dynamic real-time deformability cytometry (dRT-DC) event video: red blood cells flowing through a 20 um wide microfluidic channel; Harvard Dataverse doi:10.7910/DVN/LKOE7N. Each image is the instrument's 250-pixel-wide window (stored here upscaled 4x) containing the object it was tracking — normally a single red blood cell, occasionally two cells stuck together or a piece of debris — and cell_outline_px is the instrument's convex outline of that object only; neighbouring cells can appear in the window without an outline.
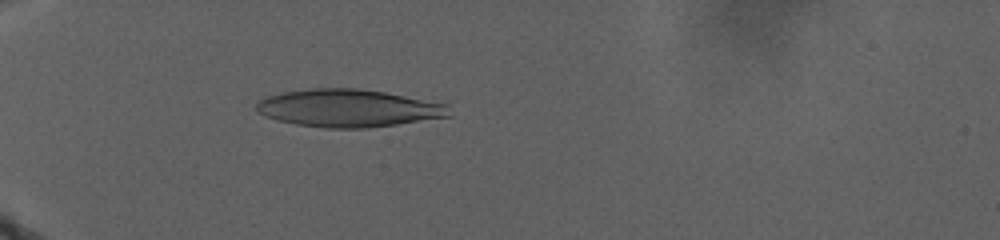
{"species": "human", "species_latin": "Homo sapiens", "temperature_condition": "warm", "stored_images_in_passage": 72, "camera_frame_rate_fps": 3000, "um_per_image_px": 0.085, "donor": {"sex": "male"}, "frame": {"image": 1, "passage_image": 27, "time_ms": 12.333, "image_size_px": [1000, 240], "cell_outline_px": [[452, 116], [368, 128], [324, 128], [296, 124], [276, 120], [264, 116], [256, 112], [256, 104], [260, 100], [268, 96], [284, 92], [316, 88], [356, 88], [384, 92], [448, 104]], "centroid_in_image_um": [29.61, 9.2], "position_along_channel_um": 55.4, "area_um2": 42.25}}
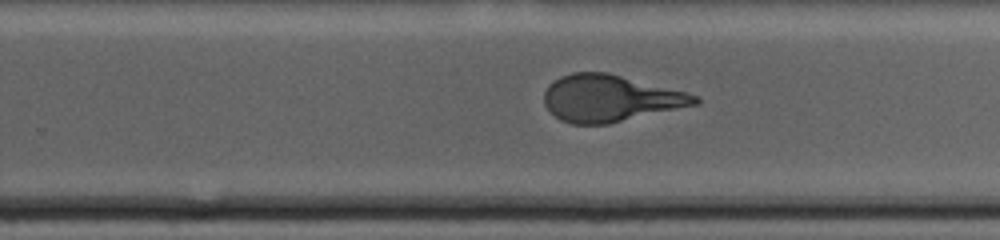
{"frame": {"image": 2, "passage_image": 49, "time_ms": 25.0, "image_size_px": [1000, 240], "cell_outline_px": [[700, 104], [608, 124], [572, 124], [560, 120], [544, 104], [544, 92], [548, 84], [560, 76], [572, 72], [608, 72], [688, 92], [700, 96]], "centroid_in_image_um": [51.89, 8.35], "position_along_channel_um": 277.9, "area_um2": 41.38}}
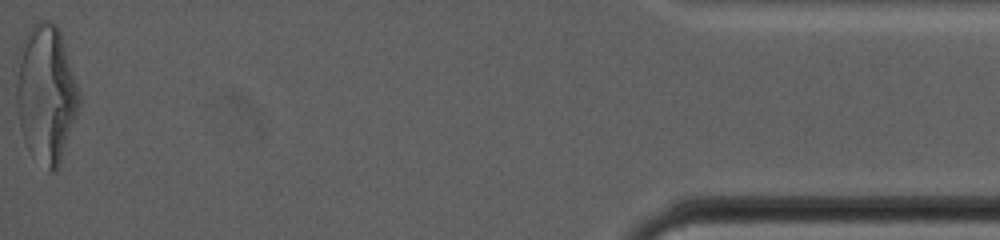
{"frame": {"image": 3, "passage_image": 72, "time_ms": 36.333, "image_size_px": [1000, 240], "cell_outline_px": [[80, 104], [60, 164], [56, 172], [48, 172], [24, 144], [20, 128], [16, 108], [16, 84], [20, 48], [32, 24], [40, 20], [52, 20], [60, 28], [80, 92]], "centroid_in_image_um": [3.92, 7.97], "position_along_channel_um": 431.3, "area_um2": 50.81}}